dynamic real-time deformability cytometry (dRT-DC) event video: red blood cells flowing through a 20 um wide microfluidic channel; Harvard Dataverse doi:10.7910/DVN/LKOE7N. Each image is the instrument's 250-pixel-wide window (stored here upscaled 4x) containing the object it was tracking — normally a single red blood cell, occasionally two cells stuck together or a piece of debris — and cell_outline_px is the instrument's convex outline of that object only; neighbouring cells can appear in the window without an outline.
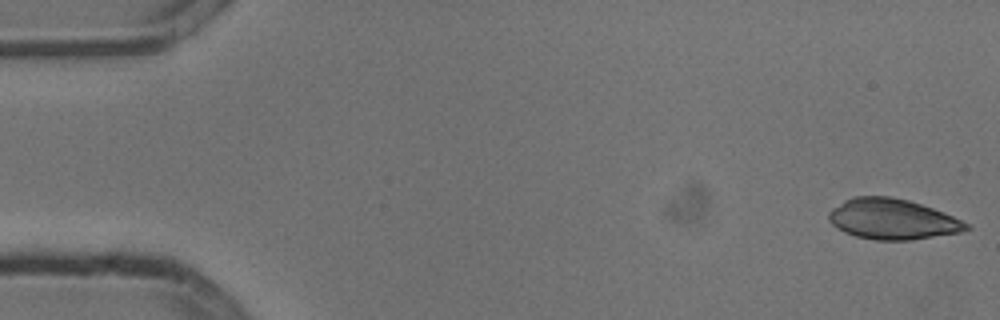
{"species": "common noctule bat (a hibernating species)", "species_latin": "Nyctalus noctula", "temperature_condition": "cold", "stored_images_in_passage": 5, "camera_frame_rate_fps": 3000, "um_per_image_px": 0.085, "animal": {"sex": "male", "body_mass_g": 13.3}, "frame": {"image": 1, "passage_image": 1, "time_ms": 0.0, "image_size_px": [1000, 320], "cell_outline_px": [[972, 228], [960, 232], [912, 240], [876, 240], [856, 236], [844, 232], [836, 228], [828, 220], [828, 212], [832, 208], [844, 200], [852, 196], [888, 196], [908, 200], [944, 212], [968, 224]], "centroid_in_image_um": [75.82, 18.63], "position_along_channel_um": 9.2, "area_um2": 32.43}}